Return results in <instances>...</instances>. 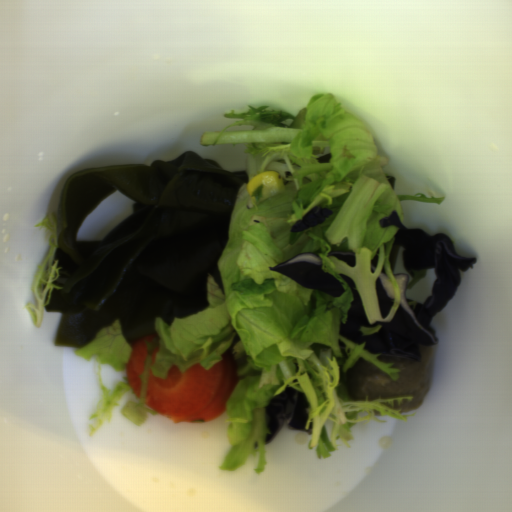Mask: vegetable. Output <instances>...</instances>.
I'll list each match as a JSON object with an SVG mask.
<instances>
[{
  "instance_id": "obj_5",
  "label": "vegetable",
  "mask_w": 512,
  "mask_h": 512,
  "mask_svg": "<svg viewBox=\"0 0 512 512\" xmlns=\"http://www.w3.org/2000/svg\"><path fill=\"white\" fill-rule=\"evenodd\" d=\"M427 273V269L414 270L412 280L408 284H405V289L416 286L421 280L426 278Z\"/></svg>"
},
{
  "instance_id": "obj_2",
  "label": "vegetable",
  "mask_w": 512,
  "mask_h": 512,
  "mask_svg": "<svg viewBox=\"0 0 512 512\" xmlns=\"http://www.w3.org/2000/svg\"><path fill=\"white\" fill-rule=\"evenodd\" d=\"M35 227H43L50 232L48 239L50 251L43 263L39 265L32 282L37 308L27 303L29 316L37 329L41 328L43 311L51 301L53 290H63L64 286H58L54 283L57 281L61 269V267H58V259H55L58 247V219L56 209L40 220Z\"/></svg>"
},
{
  "instance_id": "obj_4",
  "label": "vegetable",
  "mask_w": 512,
  "mask_h": 512,
  "mask_svg": "<svg viewBox=\"0 0 512 512\" xmlns=\"http://www.w3.org/2000/svg\"><path fill=\"white\" fill-rule=\"evenodd\" d=\"M100 390L103 394L97 404L96 411L90 415L89 435L93 437L96 431L105 423H111L115 411V407H119V400L126 394H135L128 380L127 375L121 376L122 381H118L114 390L109 392L103 384L100 367L97 371Z\"/></svg>"
},
{
  "instance_id": "obj_1",
  "label": "vegetable",
  "mask_w": 512,
  "mask_h": 512,
  "mask_svg": "<svg viewBox=\"0 0 512 512\" xmlns=\"http://www.w3.org/2000/svg\"><path fill=\"white\" fill-rule=\"evenodd\" d=\"M233 123L220 131H205L203 146L245 144L249 182L263 172H278L284 190L260 201L263 186L248 195L244 184L237 193L229 240L217 262L224 291L209 274L207 307L171 325L154 320L155 338L146 346L139 397L121 413L134 426L158 415L145 405L148 371L166 378L173 365L183 373L200 363L209 369L230 350L239 381L226 401L225 435L229 444L221 470H238L251 454L259 453L254 472L267 467L266 407L287 387L301 392L309 408L305 430L307 446L317 459L343 447L351 448L352 428L362 421L385 423V417L408 422L401 409L413 397L364 400L350 398L344 374L360 359L372 363L392 381L400 367L385 364L377 353L365 350L340 334L354 300L345 278L354 281L369 324L388 322L401 302L389 254L396 226L380 220L397 211L404 224L401 202L441 204L445 197L397 195L369 129L333 94H314L296 116L271 105L224 113ZM316 206L329 208L333 217L322 225L290 233L291 225ZM379 249L378 265L370 262ZM355 253L350 267L328 252ZM313 252L323 269L344 287L340 297L307 288L268 267L301 253ZM385 268L395 299L387 318L379 309L375 279ZM158 347L156 362L151 355Z\"/></svg>"
},
{
  "instance_id": "obj_3",
  "label": "vegetable",
  "mask_w": 512,
  "mask_h": 512,
  "mask_svg": "<svg viewBox=\"0 0 512 512\" xmlns=\"http://www.w3.org/2000/svg\"><path fill=\"white\" fill-rule=\"evenodd\" d=\"M132 348L117 319L111 325L103 327L87 346L74 351V355L86 362L95 359L101 364H108L114 370L127 371Z\"/></svg>"
},
{
  "instance_id": "obj_6",
  "label": "vegetable",
  "mask_w": 512,
  "mask_h": 512,
  "mask_svg": "<svg viewBox=\"0 0 512 512\" xmlns=\"http://www.w3.org/2000/svg\"><path fill=\"white\" fill-rule=\"evenodd\" d=\"M382 325H377V326H361L360 328V332L364 335V336H368V335H374L376 332H378L380 329H381Z\"/></svg>"
}]
</instances>
